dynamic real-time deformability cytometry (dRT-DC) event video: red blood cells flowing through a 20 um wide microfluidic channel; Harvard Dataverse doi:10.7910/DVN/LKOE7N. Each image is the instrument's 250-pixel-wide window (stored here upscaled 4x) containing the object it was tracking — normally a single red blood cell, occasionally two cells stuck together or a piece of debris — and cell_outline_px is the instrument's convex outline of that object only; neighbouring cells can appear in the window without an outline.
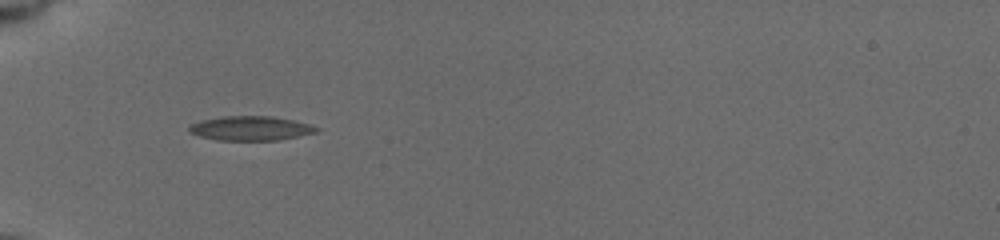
{"species": "common noctule bat (a hibernating species)", "species_latin": "Nyctalus noctula", "temperature_condition": "cold", "stored_images_in_passage": 37, "camera_frame_rate_fps": 3000, "um_per_image_px": 0.085, "animal": {"sex": "female", "body_mass_g": 19.5, "forearm_length_mm": 54.1}, "frame": {"image": 1, "passage_image": 1, "time_ms": 0.0, "image_size_px": [1000, 240], "cell_outline_px": [[320, 128], [316, 132], [276, 140], [216, 140], [200, 136], [188, 132], [188, 124], [200, 120], [224, 116], [272, 116], [292, 120], [308, 124]], "centroid_in_image_um": [21.22, 10.9], "position_along_channel_um": 63.8, "area_um2": 17.98}}
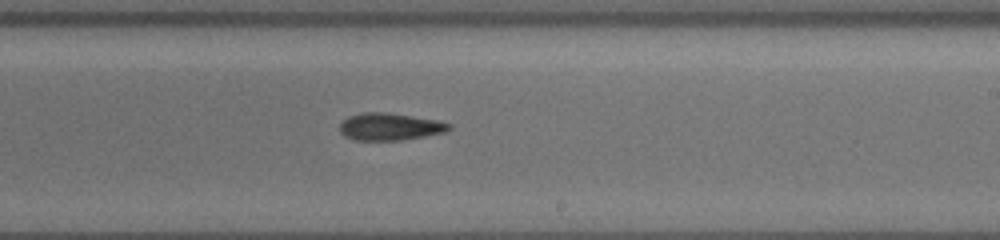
{"frame": {"image": 2, "passage_image": 17, "time_ms": 5.333, "image_size_px": [1000, 240], "cell_outline_px": [[452, 128], [444, 132], [424, 136], [400, 140], [356, 140], [344, 136], [340, 132], [340, 124], [348, 116], [364, 112], [384, 112], [412, 116], [436, 120], [452, 124]], "centroid_in_image_um": [33.12, 10.76], "position_along_channel_um": 255.9, "area_um2": 17.22}}
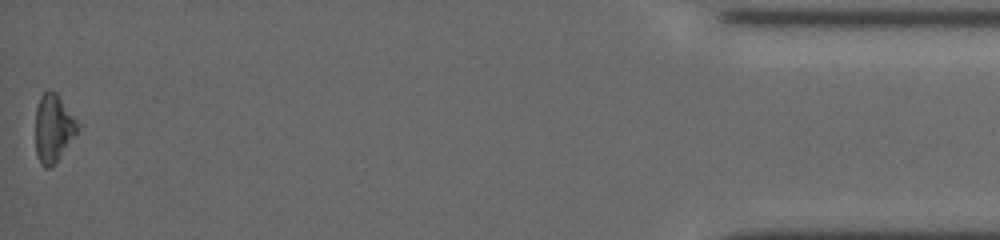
{"frame": {"image": 3, "passage_image": 37, "time_ms": 12.0, "image_size_px": [1000, 240], "cell_outline_px": [[80, 128], [60, 156], [48, 168], [44, 168], [40, 164], [36, 156], [36, 108], [40, 96], [48, 88], [56, 92]], "centroid_in_image_um": [4.49, 10.89], "position_along_channel_um": 430.7, "area_um2": 16.3}, "authors_computed_cell_mechanics": {"area_um2": 16.9932, "velocity_mm_per_s": 3.7725, "shape_relaxation_time_tau1_ms": 9.9419, "shape_relaxation_time_tau2_ms": null, "deformation_change_tau1": 0.1761, "deformation_change_tau2": null}}